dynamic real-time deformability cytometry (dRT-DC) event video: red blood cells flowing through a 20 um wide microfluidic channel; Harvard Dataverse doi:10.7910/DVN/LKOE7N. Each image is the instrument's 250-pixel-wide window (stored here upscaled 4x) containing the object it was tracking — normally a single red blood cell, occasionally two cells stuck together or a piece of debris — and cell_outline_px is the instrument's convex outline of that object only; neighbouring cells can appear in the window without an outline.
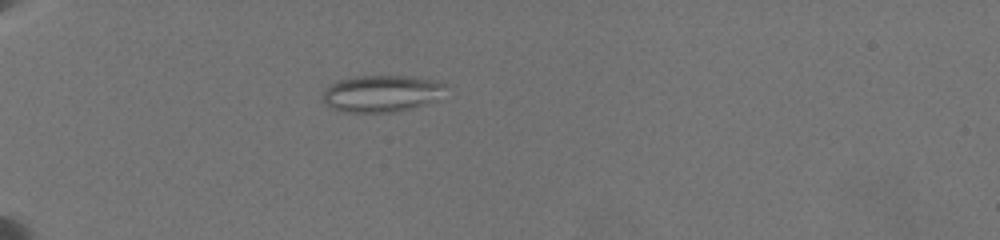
{"species": "common noctule bat (a hibernating species)", "species_latin": "Nyctalus noctula", "temperature_condition": "warm", "stored_images_in_passage": 11, "camera_frame_rate_fps": 3000, "um_per_image_px": 0.085, "animal": {"sex": "female", "body_mass_g": 19.5, "forearm_length_mm": 54.1}, "frame": {"image": 1, "passage_image": 5, "time_ms": 3.0, "image_size_px": [1000, 240], "cell_outline_px": [[448, 84], [436, 100], [412, 108], [392, 112], [344, 112], [332, 108], [324, 100], [324, 92], [332, 84], [340, 80], [356, 76], [412, 76], [436, 80]], "centroid_in_image_um": [32.48, 7.94], "position_along_channel_um": 52.5, "area_um2": 26.07}}
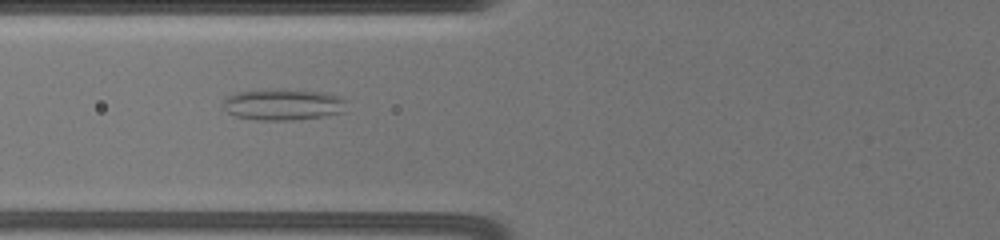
{"frame": {"image": 2, "passage_image": 8, "time_ms": 5.333, "image_size_px": [1000, 240], "cell_outline_px": [[344, 112], [324, 116], [292, 120], [256, 120], [236, 116], [228, 112], [224, 108], [224, 100], [228, 96], [240, 92], [276, 88], [324, 92], [340, 96], [344, 100]], "centroid_in_image_um": [24.07, 8.88], "position_along_channel_um": 101.7, "area_um2": 22.48}}
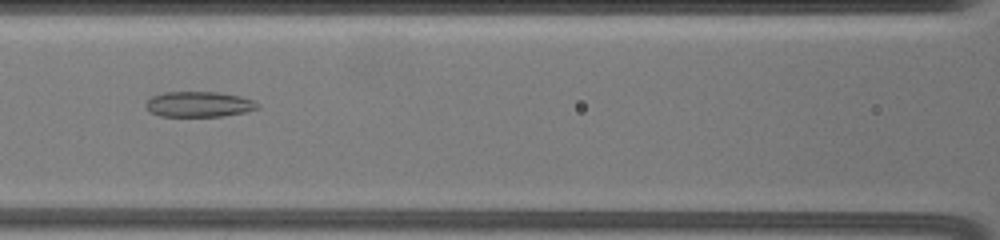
{"frame": {"image": 3, "passage_image": 10, "time_ms": 6.667, "image_size_px": [1000, 240], "cell_outline_px": [[260, 108], [244, 112], [224, 116], [160, 116], [148, 112], [144, 104], [152, 96], [164, 92], [216, 92], [240, 96], [252, 100], [260, 104]], "centroid_in_image_um": [16.89, 8.86], "position_along_channel_um": 149.7, "area_um2": 16.65}}